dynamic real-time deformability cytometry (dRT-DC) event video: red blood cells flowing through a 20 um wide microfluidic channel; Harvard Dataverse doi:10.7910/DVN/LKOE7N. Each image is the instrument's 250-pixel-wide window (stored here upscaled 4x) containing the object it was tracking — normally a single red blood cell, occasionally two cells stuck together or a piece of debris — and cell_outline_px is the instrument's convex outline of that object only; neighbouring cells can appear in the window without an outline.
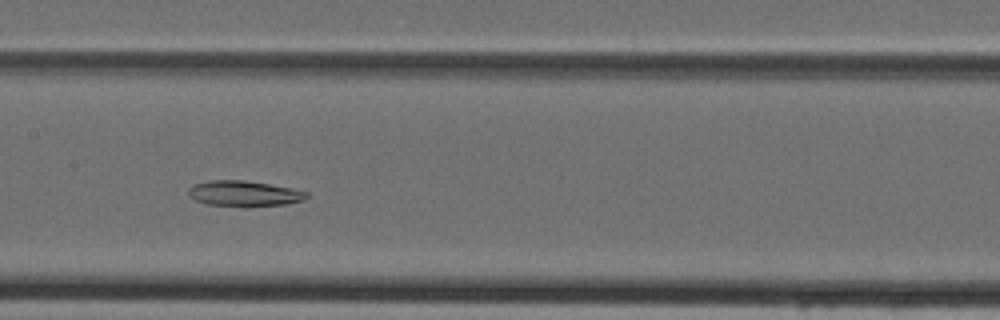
{"species": "Egyptian fruit bat (a non-hibernating species)", "species_latin": "Rousettus aegyptiacus", "temperature_condition": "cold", "stored_images_in_passage": 36, "camera_frame_rate_fps": 3000, "um_per_image_px": 0.085, "animal": {"sex": "female"}, "frame": {"image": 1, "passage_image": 13, "time_ms": 4.0, "image_size_px": [1000, 320], "cell_outline_px": [[308, 196], [304, 200], [284, 204], [208, 204], [196, 200], [188, 196], [188, 188], [196, 184], [208, 180], [244, 180], [292, 188], [308, 192]], "centroid_in_image_um": [20.73, 16.4], "position_along_channel_um": 186.7, "area_um2": 16.76}}
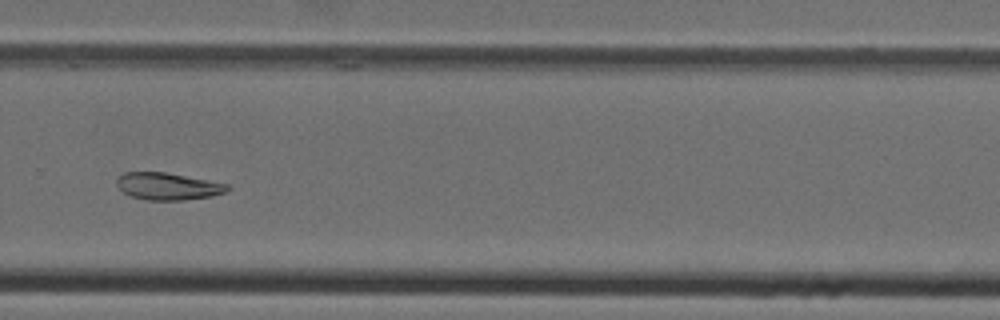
{"frame": {"image": 2, "passage_image": 22, "time_ms": 7.0, "image_size_px": [1000, 320], "cell_outline_px": [[228, 188], [224, 192], [212, 196], [184, 200], [148, 200], [132, 196], [124, 192], [116, 184], [116, 180], [124, 172], [164, 172], [228, 184]], "centroid_in_image_um": [14.24, 15.83], "position_along_channel_um": 315.6, "area_um2": 17.17}}
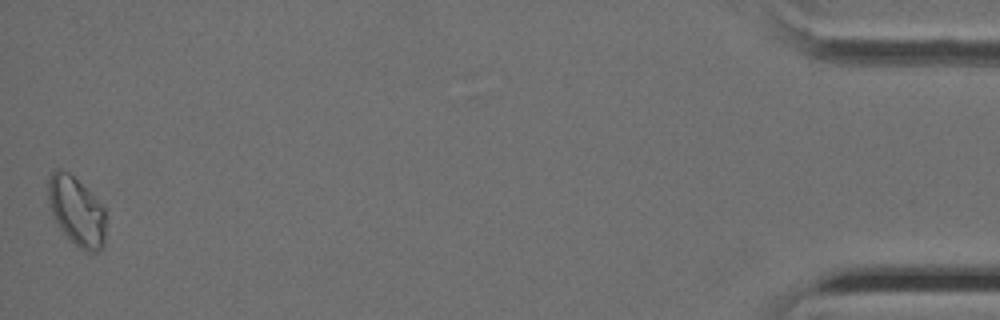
{"frame": {"image": 3, "passage_image": 36, "time_ms": 11.667, "image_size_px": [1000, 320], "cell_outline_px": [[104, 244], [100, 252], [84, 252], [60, 228], [52, 216], [48, 200], [48, 180], [52, 172], [56, 168], [60, 168], [68, 172], [104, 208]], "centroid_in_image_um": [6.48, 17.97], "position_along_channel_um": 428.7, "area_um2": 22.66}}